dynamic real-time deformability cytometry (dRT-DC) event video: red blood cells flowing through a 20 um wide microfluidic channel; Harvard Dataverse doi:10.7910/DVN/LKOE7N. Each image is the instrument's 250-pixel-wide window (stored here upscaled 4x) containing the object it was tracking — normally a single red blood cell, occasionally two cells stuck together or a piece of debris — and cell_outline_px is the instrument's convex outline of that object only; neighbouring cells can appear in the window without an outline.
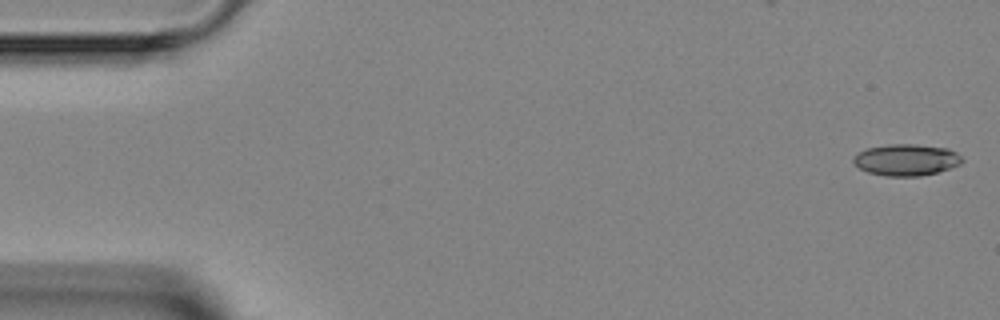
{"species": "Egyptian fruit bat (a non-hibernating species)", "species_latin": "Rousettus aegyptiacus", "temperature_condition": "room temperature", "stored_images_in_passage": 6, "camera_frame_rate_fps": 3000, "um_per_image_px": 0.085, "animal": {"sex": "female"}, "frame": {"image": 1, "passage_image": 1, "time_ms": 0.0, "image_size_px": [1000, 320], "cell_outline_px": [[964, 160], [960, 164], [936, 172], [920, 176], [884, 176], [868, 172], [860, 168], [852, 160], [860, 152], [868, 148], [888, 144], [916, 144], [948, 148], [956, 152]], "centroid_in_image_um": [77.05, 13.58], "position_along_channel_um": 7.9, "area_um2": 19.77}}
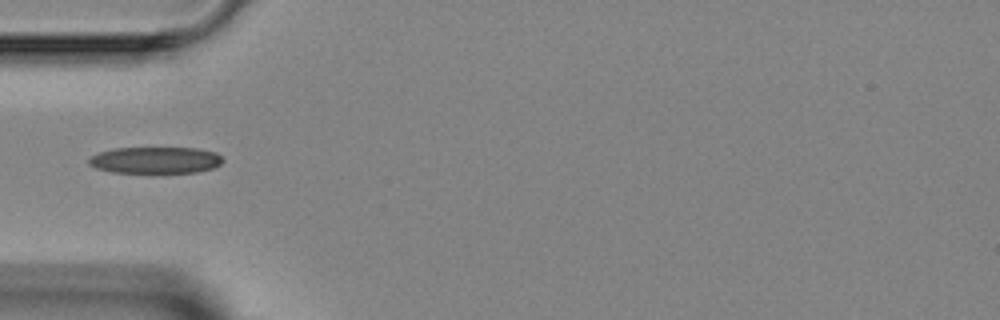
{"frame": {"image": 2, "passage_image": 5, "time_ms": 4.667, "image_size_px": [1000, 320], "cell_outline_px": [[224, 160], [220, 164], [212, 168], [196, 172], [112, 172], [96, 168], [88, 164], [88, 160], [92, 156], [100, 152], [116, 148], [196, 148], [216, 152]], "centroid_in_image_um": [13.22, 13.6], "position_along_channel_um": 71.8, "area_um2": 20.52}}
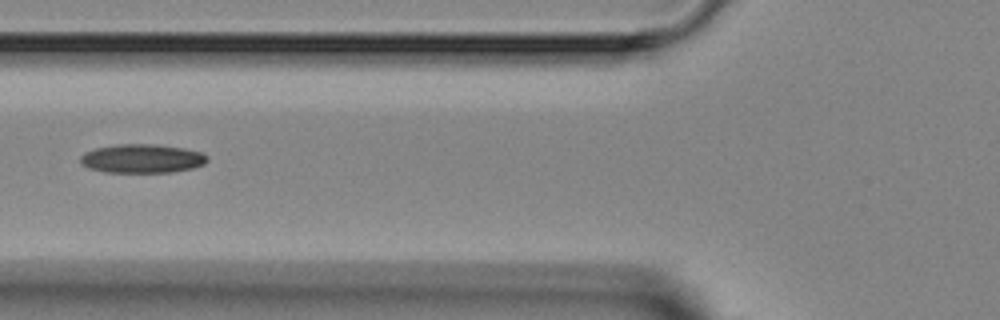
{"frame": {"image": 3, "passage_image": 6, "time_ms": 5.667, "image_size_px": [1000, 320], "cell_outline_px": [[208, 160], [204, 164], [192, 168], [172, 172], [104, 172], [88, 168], [80, 164], [80, 156], [84, 152], [96, 148], [116, 144], [156, 144], [184, 148], [204, 152], [208, 156]], "centroid_in_image_um": [12.07, 13.47], "position_along_channel_um": 113.7, "area_um2": 21.56}}